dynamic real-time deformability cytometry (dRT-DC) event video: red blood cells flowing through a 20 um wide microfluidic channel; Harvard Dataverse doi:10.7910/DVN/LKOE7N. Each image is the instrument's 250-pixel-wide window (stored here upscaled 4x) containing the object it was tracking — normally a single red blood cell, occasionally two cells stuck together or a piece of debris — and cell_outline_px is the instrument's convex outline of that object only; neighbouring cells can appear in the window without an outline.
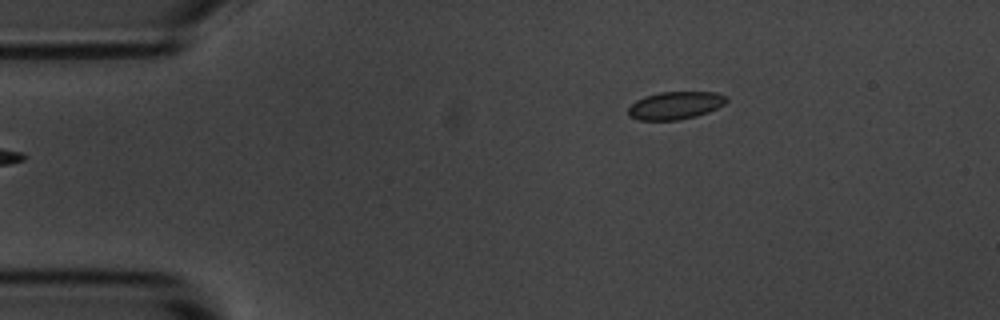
{"species": "common noctule bat (a hibernating species)", "species_latin": "Nyctalus noctula", "temperature_condition": "room temperature", "stored_images_in_passage": 3, "camera_frame_rate_fps": 3000, "um_per_image_px": 0.085, "animal": {"sex": "male", "body_mass_g": 20.1, "forearm_length_mm": 53.5}, "frame": {"image": 1, "passage_image": 3, "time_ms": 3.333, "image_size_px": [1000, 320], "cell_outline_px": [[728, 100], [724, 104], [708, 112], [696, 116], [680, 120], [640, 120], [628, 116], [628, 108], [636, 100], [644, 96], [660, 92], [716, 92], [728, 96]], "centroid_in_image_um": [57.4, 8.96], "position_along_channel_um": 27.6, "area_um2": 15.95}}